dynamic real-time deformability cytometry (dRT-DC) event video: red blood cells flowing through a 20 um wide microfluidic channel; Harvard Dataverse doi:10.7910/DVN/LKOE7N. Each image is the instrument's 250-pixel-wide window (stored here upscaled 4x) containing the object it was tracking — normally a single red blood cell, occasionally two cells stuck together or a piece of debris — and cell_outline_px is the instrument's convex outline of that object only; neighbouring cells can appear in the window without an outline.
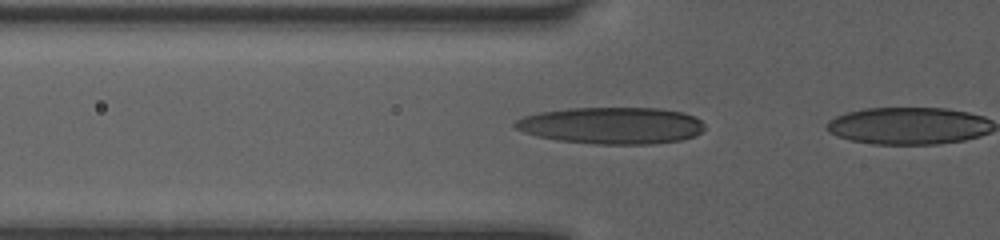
{"species": "human", "species_latin": "Homo sapiens", "temperature_condition": "room temperature", "stored_images_in_passage": 4, "camera_frame_rate_fps": 3000, "um_per_image_px": 0.085, "donor": {"sex": "female"}, "frame": {"image": 1, "passage_image": 3, "time_ms": 0.667, "image_size_px": [1000, 240], "cell_outline_px": [[704, 128], [696, 136], [680, 140], [652, 144], [596, 144], [556, 140], [536, 136], [524, 132], [516, 128], [512, 124], [516, 120], [524, 116], [540, 112], [568, 108], [660, 108], [684, 112], [700, 120], [704, 124]], "centroid_in_image_um": [51.98, 10.67], "position_along_channel_um": 73.8, "area_um2": 40.75}}